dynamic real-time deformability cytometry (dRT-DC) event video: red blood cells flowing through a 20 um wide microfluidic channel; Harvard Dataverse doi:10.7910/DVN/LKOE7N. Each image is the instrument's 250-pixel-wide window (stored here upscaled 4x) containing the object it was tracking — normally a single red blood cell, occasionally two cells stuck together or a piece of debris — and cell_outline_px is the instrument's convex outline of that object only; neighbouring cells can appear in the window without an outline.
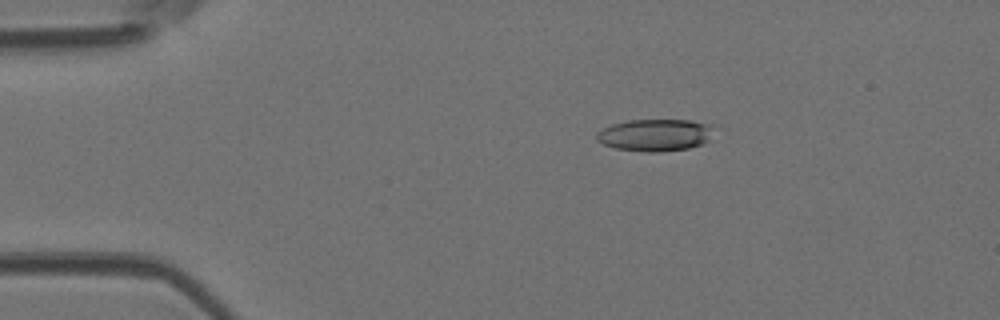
{"species": "Egyptian fruit bat (a non-hibernating species)", "species_latin": "Rousettus aegyptiacus", "temperature_condition": "room temperature", "stored_images_in_passage": 5, "camera_frame_rate_fps": 3000, "um_per_image_px": 0.085, "animal": {"sex": "female"}, "frame": {"image": 1, "passage_image": 2, "time_ms": 0.333, "image_size_px": [1000, 320], "cell_outline_px": [[716, 124], [708, 140], [704, 144], [688, 148], [656, 152], [648, 152], [616, 148], [604, 144], [596, 140], [596, 132], [612, 124], [628, 120], [688, 120]], "centroid_in_image_um": [55.72, 11.46], "position_along_channel_um": 29.3, "area_um2": 22.02}}
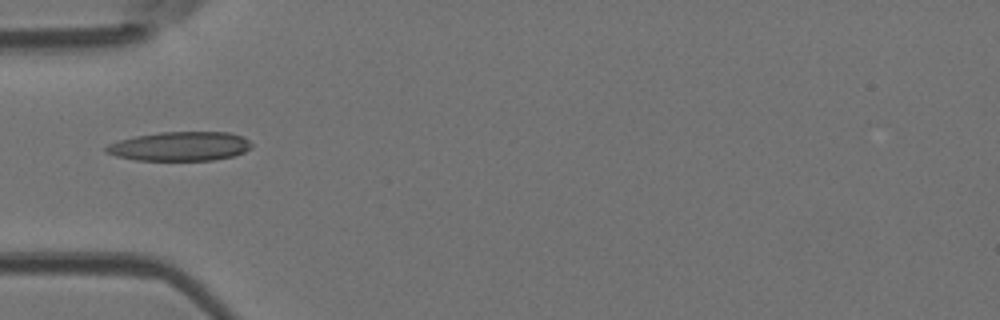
{"frame": {"image": 2, "passage_image": 4, "time_ms": 1.0, "image_size_px": [1000, 320], "cell_outline_px": [[252, 148], [236, 156], [212, 160], [136, 160], [116, 156], [104, 152], [104, 148], [108, 144], [120, 140], [136, 136], [160, 132], [228, 132], [244, 136], [252, 144]], "centroid_in_image_um": [15.33, 12.43], "position_along_channel_um": 69.7, "area_um2": 24.85}}
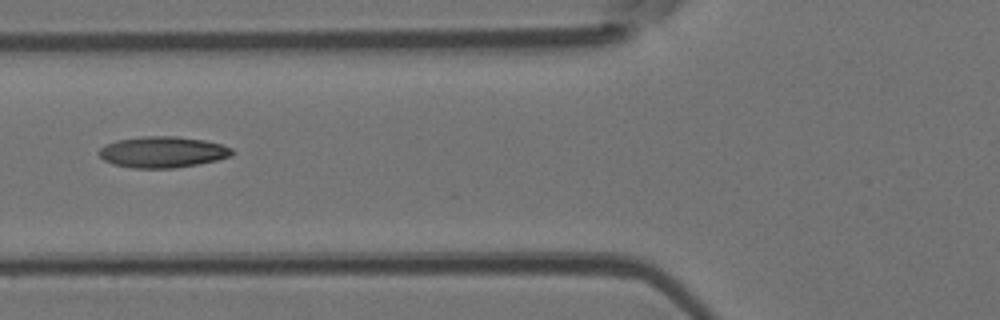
{"frame": {"image": 3, "passage_image": 5, "time_ms": 1.333, "image_size_px": [1000, 320], "cell_outline_px": [[236, 152], [232, 156], [216, 160], [196, 164], [172, 168], [132, 168], [112, 164], [104, 160], [96, 152], [104, 144], [116, 140], [144, 136], [176, 136], [204, 140], [220, 144], [232, 148]], "centroid_in_image_um": [13.79, 12.92], "position_along_channel_um": 112.0, "area_um2": 24.28}}